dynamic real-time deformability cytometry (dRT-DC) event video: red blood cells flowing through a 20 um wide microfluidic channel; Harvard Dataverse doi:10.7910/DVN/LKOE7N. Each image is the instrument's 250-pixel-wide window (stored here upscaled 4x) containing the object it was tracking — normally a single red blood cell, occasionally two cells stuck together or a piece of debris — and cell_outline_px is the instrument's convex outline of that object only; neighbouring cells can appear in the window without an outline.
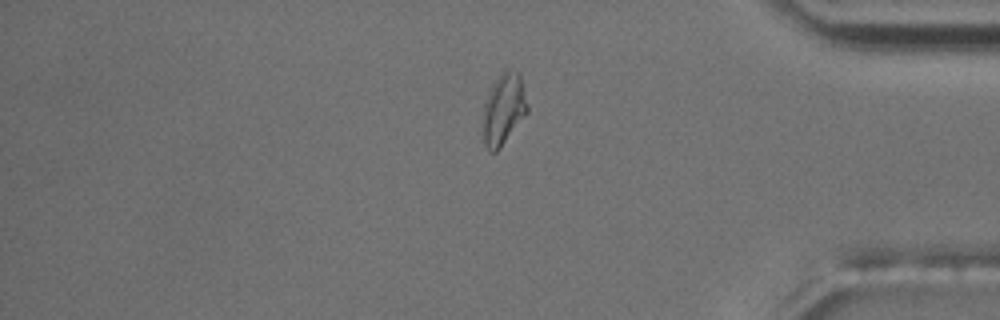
{"species": "common noctule bat (a hibernating species)", "species_latin": "Nyctalus noctula", "temperature_condition": "room temperature", "stored_images_in_passage": 42, "camera_frame_rate_fps": 3000, "um_per_image_px": 0.085, "animal": {"sex": "male", "body_mass_g": 17.5, "forearm_length_mm": 52.3}, "frame": {"image": 1, "passage_image": 42, "time_ms": 13.667, "image_size_px": [1000, 320], "cell_outline_px": [[528, 112], [500, 148], [496, 152], [492, 152], [484, 144], [484, 104], [488, 92], [496, 76], [504, 68], [508, 68], [520, 72], [528, 104]], "centroid_in_image_um": [42.83, 9.2], "position_along_channel_um": 392.4, "area_um2": 18.61}, "authors_computed_cell_mechanics": {"area_um2": 15.2881, "velocity_mm_per_s": 3.6738, "shape_relaxation_time_tau1_ms": null, "shape_relaxation_time_tau2_ms": 3.4862, "deformation_change_tau1": null, "deformation_change_tau2": 0.1042}}